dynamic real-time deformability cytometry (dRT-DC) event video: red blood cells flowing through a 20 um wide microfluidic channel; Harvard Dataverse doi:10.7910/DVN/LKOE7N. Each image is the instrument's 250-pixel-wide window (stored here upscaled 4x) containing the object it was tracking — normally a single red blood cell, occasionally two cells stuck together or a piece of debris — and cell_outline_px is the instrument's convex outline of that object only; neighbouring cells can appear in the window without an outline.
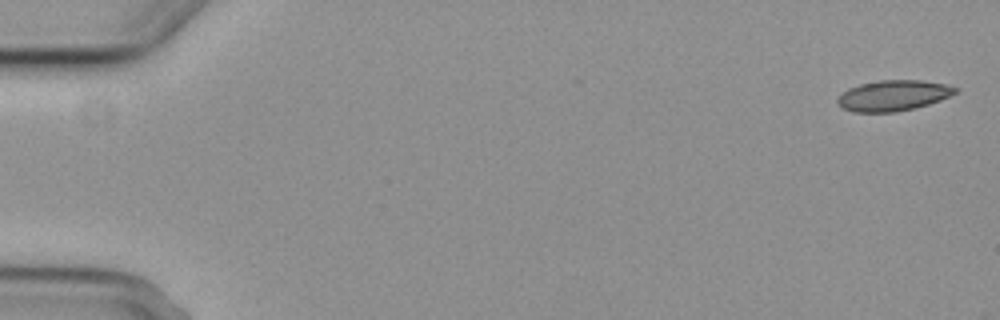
{"species": "common noctule bat (a hibernating species)", "species_latin": "Nyctalus noctula", "temperature_condition": "cold", "stored_images_in_passage": 4, "camera_frame_rate_fps": 3000, "um_per_image_px": 0.085, "animal": {"sex": "female", "body_mass_g": 29.2, "forearm_length_mm": 56.3}, "frame": {"image": 1, "passage_image": 1, "time_ms": 0.0, "image_size_px": [1000, 320], "cell_outline_px": [[960, 88], [956, 92], [940, 100], [928, 104], [896, 112], [852, 112], [840, 108], [836, 104], [836, 100], [848, 88], [860, 84], [880, 80], [920, 80], [944, 84]], "centroid_in_image_um": [75.88, 8.12], "position_along_channel_um": 9.1, "area_um2": 20.98}}